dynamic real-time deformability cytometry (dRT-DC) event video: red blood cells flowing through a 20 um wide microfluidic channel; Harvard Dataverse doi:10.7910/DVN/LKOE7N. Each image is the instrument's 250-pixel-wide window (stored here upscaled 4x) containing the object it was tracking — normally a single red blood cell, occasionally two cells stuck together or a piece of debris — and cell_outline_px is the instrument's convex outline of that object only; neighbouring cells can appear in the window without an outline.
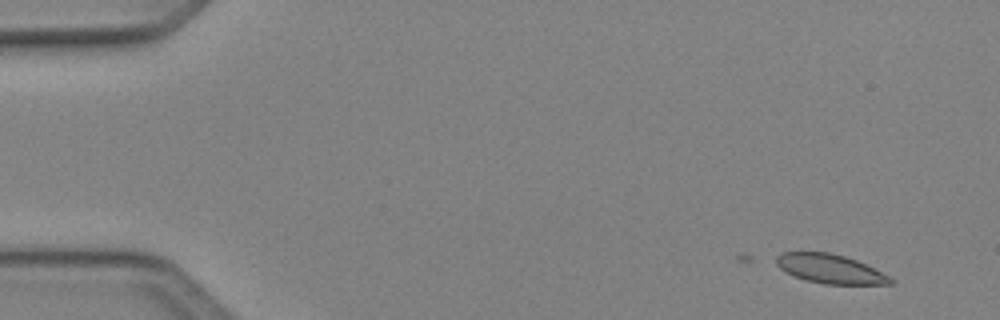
{"species": "Egyptian fruit bat (a non-hibernating species)", "species_latin": "Rousettus aegyptiacus", "temperature_condition": "cold", "stored_images_in_passage": 4, "camera_frame_rate_fps": 3000, "um_per_image_px": 0.085, "animal": {"sex": "female"}, "frame": {"image": 1, "passage_image": 4, "time_ms": 1.0, "image_size_px": [1000, 320], "cell_outline_px": [[892, 284], [824, 284], [808, 280], [796, 276], [780, 268], [776, 264], [776, 256], [780, 252], [828, 252], [844, 256], [856, 260], [888, 276], [892, 280]], "centroid_in_image_um": [70.52, 22.84], "position_along_channel_um": 14.5, "area_um2": 18.9}}